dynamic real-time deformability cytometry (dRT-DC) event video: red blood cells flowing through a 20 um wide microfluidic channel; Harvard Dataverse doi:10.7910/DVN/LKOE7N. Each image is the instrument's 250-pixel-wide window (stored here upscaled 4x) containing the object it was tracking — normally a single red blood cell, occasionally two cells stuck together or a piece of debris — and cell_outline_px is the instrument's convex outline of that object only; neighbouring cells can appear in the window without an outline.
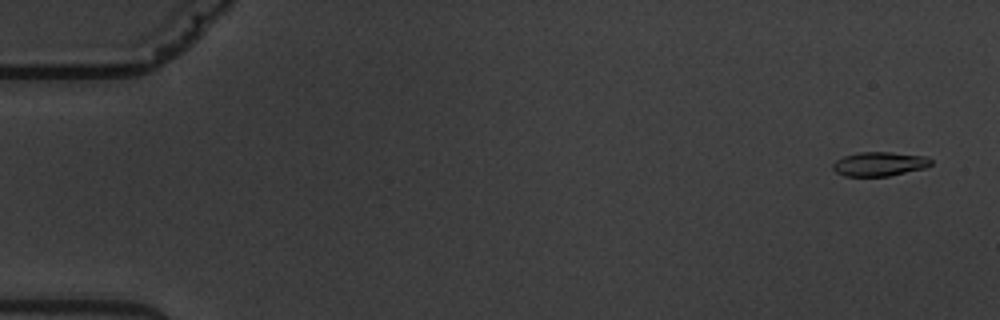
{"species": "common noctule bat (a hibernating species)", "species_latin": "Nyctalus noctula", "temperature_condition": "warm", "stored_images_in_passage": 15, "camera_frame_rate_fps": 3000, "um_per_image_px": 0.085, "animal": {"sex": "male", "body_mass_g": 19.5, "forearm_length_mm": 54.6}, "frame": {"image": 1, "passage_image": 1, "time_ms": 0.0, "image_size_px": [1000, 320], "cell_outline_px": [[932, 164], [924, 168], [888, 176], [844, 176], [836, 172], [832, 168], [832, 164], [836, 160], [844, 156], [860, 152], [892, 152], [928, 156], [932, 160]], "centroid_in_image_um": [74.76, 13.93], "position_along_channel_um": 10.2, "area_um2": 13.87}}
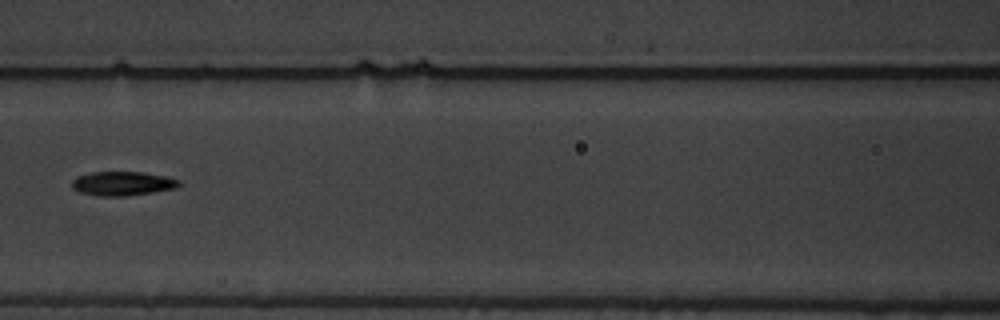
{"frame": {"image": 2, "passage_image": 7, "time_ms": 8.0, "image_size_px": [1000, 320], "cell_outline_px": [[180, 184], [176, 188], [152, 192], [124, 196], [100, 196], [80, 192], [72, 188], [72, 180], [76, 176], [92, 172], [144, 172], [168, 176], [180, 180]], "centroid_in_image_um": [10.42, 15.59], "position_along_channel_um": 156.2, "area_um2": 15.09}}
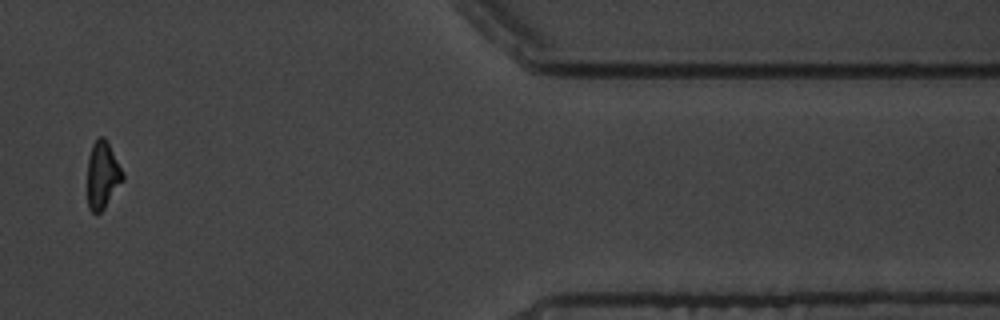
{"frame": {"image": 3, "passage_image": 14, "time_ms": 16.0, "image_size_px": [1000, 320], "cell_outline_px": [[124, 180], [104, 208], [100, 212], [92, 212], [88, 208], [88, 156], [92, 144], [96, 136], [104, 136], [124, 172]], "centroid_in_image_um": [8.72, 14.85], "position_along_channel_um": 402.7, "area_um2": 13.93}, "authors_computed_cell_mechanics": {"area_um2": 14.5656, "velocity_mm_per_s": 3.5732, "shape_relaxation_time_tau1_ms": 3.5839, "shape_relaxation_time_tau2_ms": 9.1401, "deformation_change_tau1": 0.1155, "deformation_change_tau2": 0.1668}}